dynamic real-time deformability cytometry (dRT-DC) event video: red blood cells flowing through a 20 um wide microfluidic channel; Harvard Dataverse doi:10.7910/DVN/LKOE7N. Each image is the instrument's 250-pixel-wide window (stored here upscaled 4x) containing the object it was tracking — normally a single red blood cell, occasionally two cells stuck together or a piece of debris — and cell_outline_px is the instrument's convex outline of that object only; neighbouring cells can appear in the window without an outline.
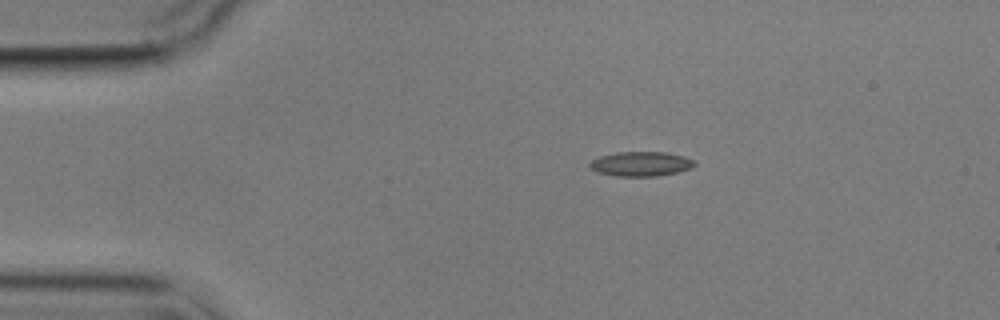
{"species": "common noctule bat (a hibernating species)", "species_latin": "Nyctalus noctula", "temperature_condition": "cold", "stored_images_in_passage": 8, "camera_frame_rate_fps": 3000, "um_per_image_px": 0.085, "animal": {"sex": "male", "body_mass_g": 17.9}, "frame": {"image": 1, "passage_image": 1, "time_ms": 0.0, "image_size_px": [1000, 320], "cell_outline_px": [[696, 164], [692, 168], [676, 172], [656, 176], [616, 176], [596, 172], [588, 168], [588, 164], [592, 160], [600, 156], [616, 152], [664, 152], [684, 156], [696, 160]], "centroid_in_image_um": [54.46, 13.93], "position_along_channel_um": 30.5, "area_um2": 15.14}}
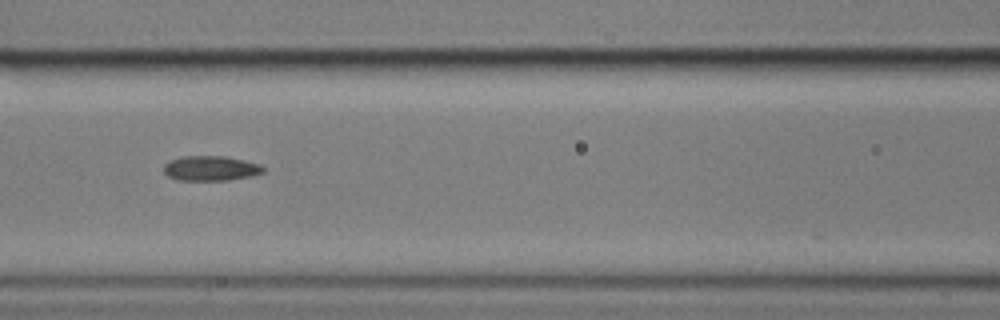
{"frame": {"image": 2, "passage_image": 5, "time_ms": 4.667, "image_size_px": [1000, 320], "cell_outline_px": [[264, 172], [252, 176], [228, 180], [176, 180], [168, 176], [164, 172], [164, 164], [168, 160], [180, 156], [224, 156], [244, 160], [260, 164], [264, 168]], "centroid_in_image_um": [17.89, 14.3], "position_along_channel_um": 148.7, "area_um2": 14.57}}
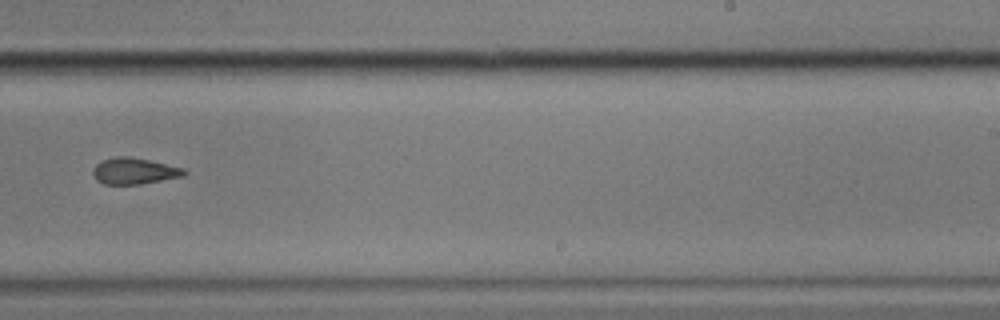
{"frame": {"image": 3, "passage_image": 8, "time_ms": 8.333, "image_size_px": [1000, 320], "cell_outline_px": [[188, 172], [184, 176], [140, 184], [104, 184], [96, 180], [92, 176], [92, 168], [100, 160], [116, 156], [128, 156], [148, 160], [184, 168]], "centroid_in_image_um": [11.37, 14.53], "position_along_channel_um": 277.6, "area_um2": 14.1}}